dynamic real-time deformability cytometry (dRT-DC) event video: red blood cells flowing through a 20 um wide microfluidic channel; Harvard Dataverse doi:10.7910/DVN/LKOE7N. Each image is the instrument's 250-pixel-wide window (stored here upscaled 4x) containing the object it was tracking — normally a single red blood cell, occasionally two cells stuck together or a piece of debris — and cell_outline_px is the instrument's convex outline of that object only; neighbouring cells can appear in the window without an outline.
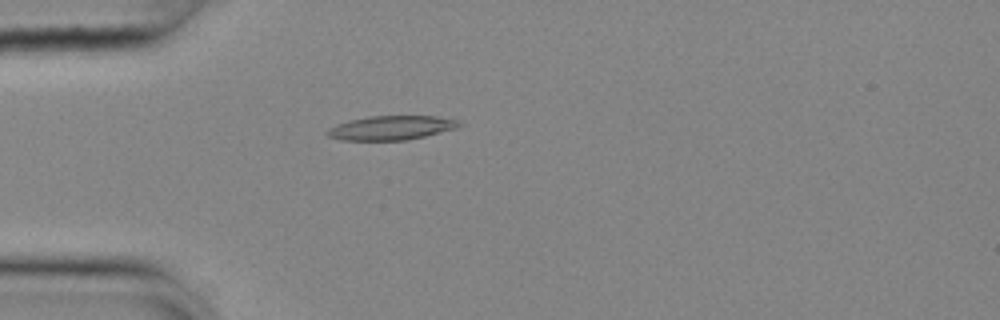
{"species": "common noctule bat (a hibernating species)", "species_latin": "Nyctalus noctula", "temperature_condition": "cold", "stored_images_in_passage": 36, "camera_frame_rate_fps": 3000, "um_per_image_px": 0.085, "animal": {"sex": "female", "body_mass_g": 25.1}, "frame": {"image": 1, "passage_image": 2, "time_ms": 0.333, "image_size_px": [1000, 320], "cell_outline_px": [[464, 124], [456, 128], [424, 136], [404, 140], [340, 140], [328, 136], [324, 132], [328, 128], [336, 124], [368, 116], [436, 116], [456, 120]], "centroid_in_image_um": [33.22, 10.86], "position_along_channel_um": 51.8, "area_um2": 18.44}}
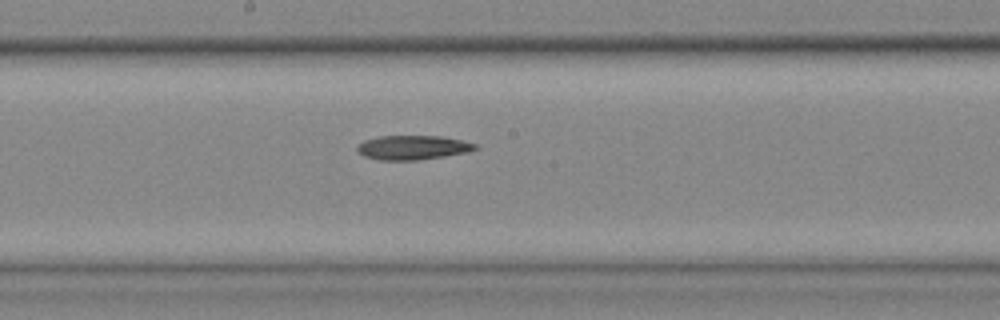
{"frame": {"image": 2, "passage_image": 16, "time_ms": 5.0, "image_size_px": [1000, 320], "cell_outline_px": [[480, 148], [468, 152], [420, 160], [380, 160], [364, 156], [356, 152], [356, 148], [364, 140], [380, 136], [440, 136], [460, 140], [476, 144]], "centroid_in_image_um": [35.08, 12.54], "position_along_channel_um": 213.1, "area_um2": 16.7}}
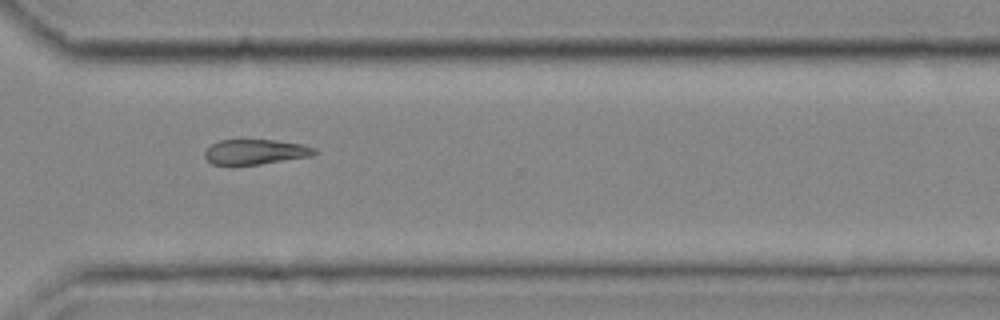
{"frame": {"image": 3, "passage_image": 27, "time_ms": 8.667, "image_size_px": [1000, 320], "cell_outline_px": [[320, 152], [312, 156], [260, 164], [212, 164], [204, 156], [204, 152], [212, 144], [220, 140], [276, 140], [304, 144], [316, 148]], "centroid_in_image_um": [21.78, 12.9], "position_along_channel_um": 348.8, "area_um2": 16.01}}